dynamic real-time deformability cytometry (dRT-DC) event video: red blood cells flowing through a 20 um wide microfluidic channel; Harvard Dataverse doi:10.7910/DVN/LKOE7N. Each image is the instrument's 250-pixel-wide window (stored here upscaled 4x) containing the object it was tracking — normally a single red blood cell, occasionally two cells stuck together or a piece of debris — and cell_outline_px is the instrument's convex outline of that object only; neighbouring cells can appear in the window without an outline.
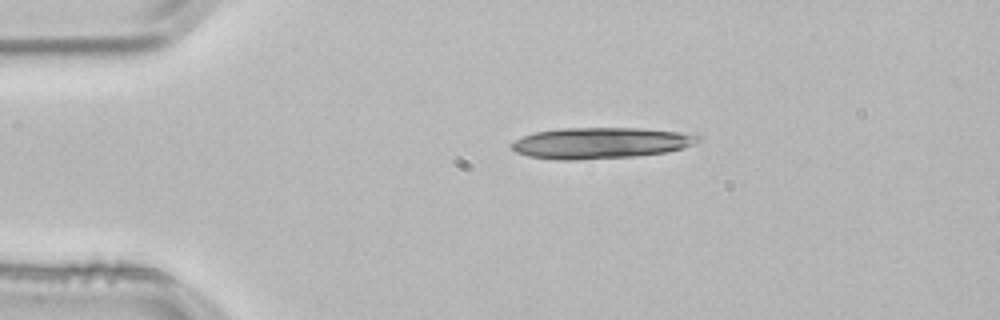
{"species": "common noctule bat (a hibernating species)", "species_latin": "Nyctalus noctula", "temperature_condition": "room temperature", "stored_images_in_passage": 2, "camera_frame_rate_fps": 3000, "um_per_image_px": 0.085, "animal": {"sex": "male", "body_mass_g": 21.5, "forearm_length_mm": 52.0}, "frame": {"image": 1, "passage_image": 1, "time_ms": 0.0, "image_size_px": [1000, 320], "cell_outline_px": [[704, 136], [700, 140], [684, 148], [668, 152], [636, 156], [576, 160], [556, 160], [528, 156], [516, 152], [508, 144], [524, 136], [536, 132], [560, 128], [640, 128], [680, 132]], "centroid_in_image_um": [51.06, 12.16], "position_along_channel_um": 33.9, "area_um2": 33.93}}